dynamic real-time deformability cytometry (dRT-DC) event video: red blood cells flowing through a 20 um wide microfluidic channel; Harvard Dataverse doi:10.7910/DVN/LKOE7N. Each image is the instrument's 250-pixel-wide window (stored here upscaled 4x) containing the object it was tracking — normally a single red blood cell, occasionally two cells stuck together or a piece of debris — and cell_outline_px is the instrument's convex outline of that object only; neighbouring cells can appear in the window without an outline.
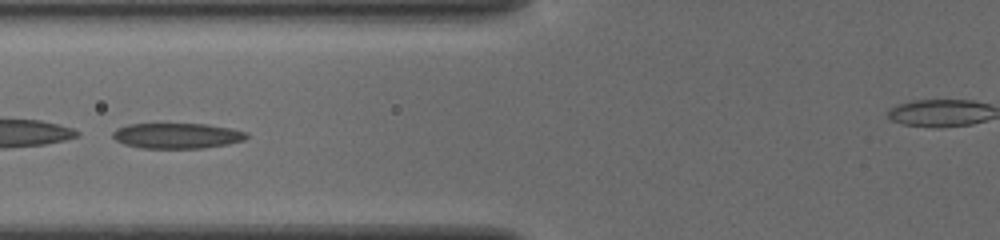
{"species": "common noctule bat (a hibernating species)", "species_latin": "Nyctalus noctula", "temperature_condition": "cold", "stored_images_in_passage": 7, "camera_frame_rate_fps": 3000, "um_per_image_px": 0.085, "animal": {"sex": "female", "body_mass_g": 19.5, "forearm_length_mm": 54.1}, "frame": {"image": 1, "passage_image": 6, "time_ms": 1.667, "image_size_px": [1000, 240], "cell_outline_px": [[248, 136], [244, 140], [228, 144], [204, 148], [140, 148], [124, 144], [116, 140], [112, 136], [112, 132], [116, 128], [128, 124], [204, 124], [228, 128], [248, 132]], "centroid_in_image_um": [15.03, 11.54], "position_along_channel_um": 110.8, "area_um2": 19.83}}